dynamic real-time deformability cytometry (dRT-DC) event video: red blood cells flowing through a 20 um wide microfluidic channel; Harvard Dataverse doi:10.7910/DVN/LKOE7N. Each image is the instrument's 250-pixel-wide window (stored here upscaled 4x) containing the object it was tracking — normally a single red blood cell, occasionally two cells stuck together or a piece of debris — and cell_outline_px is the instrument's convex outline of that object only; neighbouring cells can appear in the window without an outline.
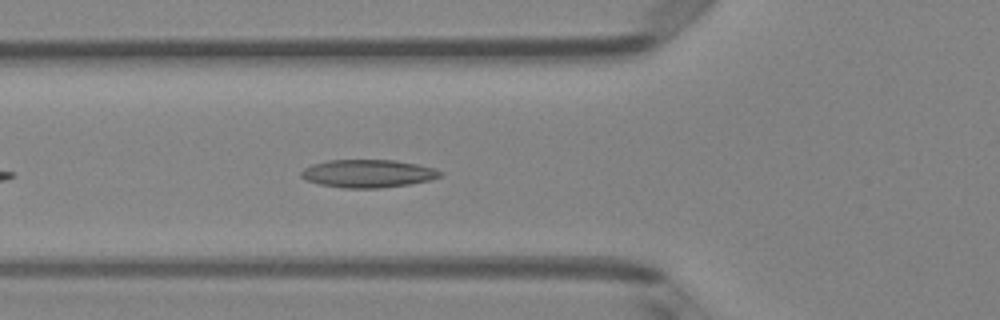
{"species": "Egyptian fruit bat (a non-hibernating species)", "species_latin": "Rousettus aegyptiacus", "temperature_condition": "room temperature", "stored_images_in_passage": 26, "camera_frame_rate_fps": 3000, "um_per_image_px": 0.085, "animal": {"sex": "female"}, "frame": {"image": 1, "passage_image": 6, "time_ms": 1.667, "image_size_px": [1000, 320], "cell_outline_px": [[444, 172], [440, 176], [428, 180], [408, 184], [380, 188], [344, 188], [320, 184], [304, 180], [300, 176], [300, 172], [304, 168], [312, 164], [328, 160], [396, 160], [436, 168]], "centroid_in_image_um": [31.25, 14.74], "position_along_channel_um": 94.6, "area_um2": 22.66}}
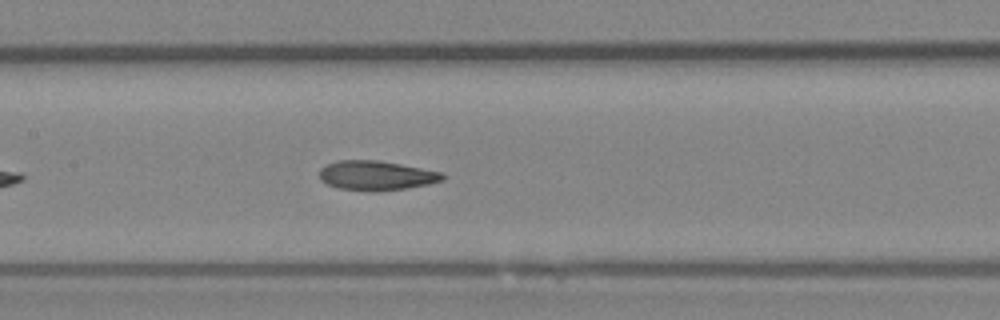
{"frame": {"image": 2, "passage_image": 12, "time_ms": 3.667, "image_size_px": [1000, 320], "cell_outline_px": [[444, 180], [428, 184], [408, 188], [380, 192], [372, 192], [340, 188], [328, 184], [320, 180], [320, 168], [336, 160], [376, 160], [400, 164], [444, 172]], "centroid_in_image_um": [32.0, 14.93], "position_along_channel_um": 175.4, "area_um2": 21.33}}
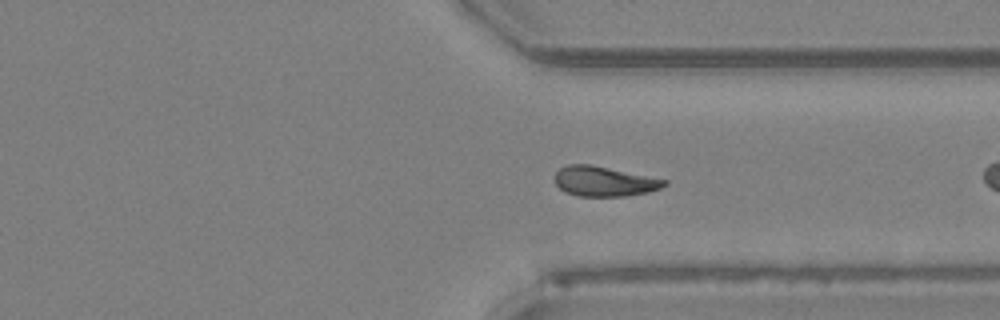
{"frame": {"image": 3, "passage_image": 23, "time_ms": 7.333, "image_size_px": [1000, 320], "cell_outline_px": [[668, 184], [660, 188], [648, 192], [624, 196], [580, 196], [564, 192], [556, 184], [556, 172], [560, 168], [568, 164], [588, 164], [668, 180]], "centroid_in_image_um": [51.35, 15.42], "position_along_channel_um": 360.0, "area_um2": 18.84}, "authors_computed_cell_mechanics": {"area_um2": 20.9814, "velocity_mm_per_s": 4.0618, "shape_relaxation_time_tau1_ms": 7.3759, "shape_relaxation_time_tau2_ms": 2.9676, "deformation_change_tau1": 0.1327, "deformation_change_tau2": 0.0838}}